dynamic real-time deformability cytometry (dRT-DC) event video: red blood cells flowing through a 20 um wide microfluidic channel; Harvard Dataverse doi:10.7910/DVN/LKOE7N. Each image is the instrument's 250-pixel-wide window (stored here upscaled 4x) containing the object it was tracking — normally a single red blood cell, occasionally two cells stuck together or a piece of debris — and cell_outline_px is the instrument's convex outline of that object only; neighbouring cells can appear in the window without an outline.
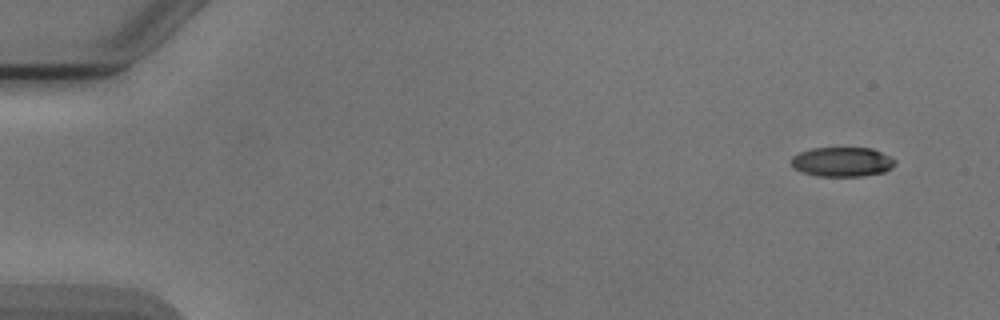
{"species": "Egyptian fruit bat (a non-hibernating species)", "species_latin": "Rousettus aegyptiacus", "temperature_condition": "cold", "stored_images_in_passage": 5, "segment_of_instrument_passage": [1, 2], "camera_frame_rate_fps": 3000, "um_per_image_px": 0.085, "animal": {"sex": "male"}, "frame": {"image": 1, "passage_image": 1, "time_ms": 0.0, "image_size_px": [1000, 320], "cell_outline_px": [[896, 164], [892, 168], [884, 172], [864, 176], [820, 176], [800, 172], [792, 168], [792, 156], [800, 152], [812, 148], [872, 148], [896, 160]], "centroid_in_image_um": [71.58, 13.76], "position_along_channel_um": 13.4, "area_um2": 17.92}}